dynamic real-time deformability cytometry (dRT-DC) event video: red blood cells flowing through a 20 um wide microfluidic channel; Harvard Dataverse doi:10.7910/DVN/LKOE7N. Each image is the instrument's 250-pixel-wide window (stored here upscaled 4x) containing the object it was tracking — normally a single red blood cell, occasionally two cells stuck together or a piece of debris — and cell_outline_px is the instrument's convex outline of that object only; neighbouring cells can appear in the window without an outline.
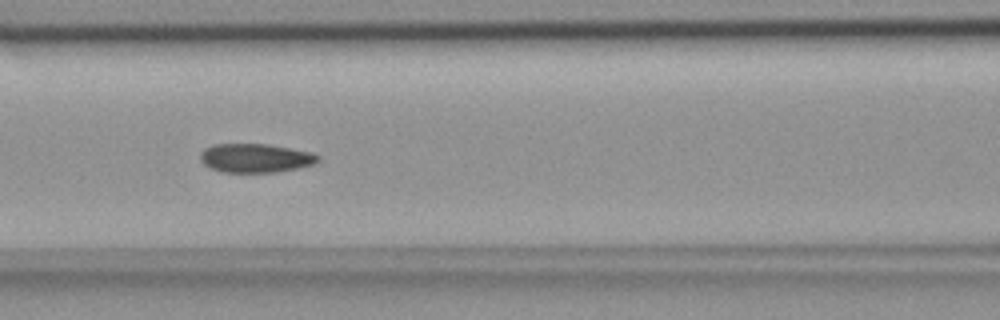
{"species": "common noctule bat (a hibernating species)", "species_latin": "Nyctalus noctula", "temperature_condition": "room temperature", "stored_images_in_passage": 38, "camera_frame_rate_fps": 3000, "um_per_image_px": 0.085, "animal": {"sex": "female", "body_mass_g": 18.4}, "frame": {"image": 1, "passage_image": 7, "time_ms": 2.0, "image_size_px": [1000, 320], "cell_outline_px": [[320, 160], [312, 164], [300, 168], [276, 172], [220, 172], [204, 164], [200, 160], [200, 152], [204, 148], [212, 144], [268, 144], [312, 152], [320, 156]], "centroid_in_image_um": [21.71, 13.43], "position_along_channel_um": 144.9, "area_um2": 19.94}}
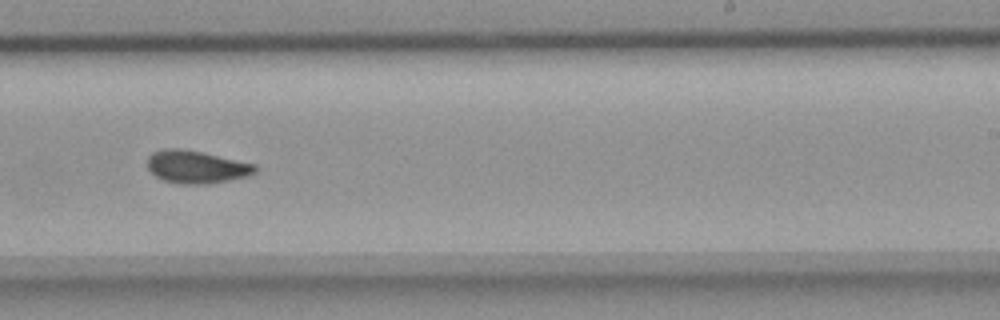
{"frame": {"image": 2, "passage_image": 17, "time_ms": 5.333, "image_size_px": [1000, 320], "cell_outline_px": [[256, 172], [248, 176], [208, 184], [176, 184], [164, 180], [156, 176], [148, 168], [148, 156], [152, 152], [164, 148], [176, 148], [200, 152], [256, 164]], "centroid_in_image_um": [16.68, 14.19], "position_along_channel_um": 272.3, "area_um2": 20.4}}
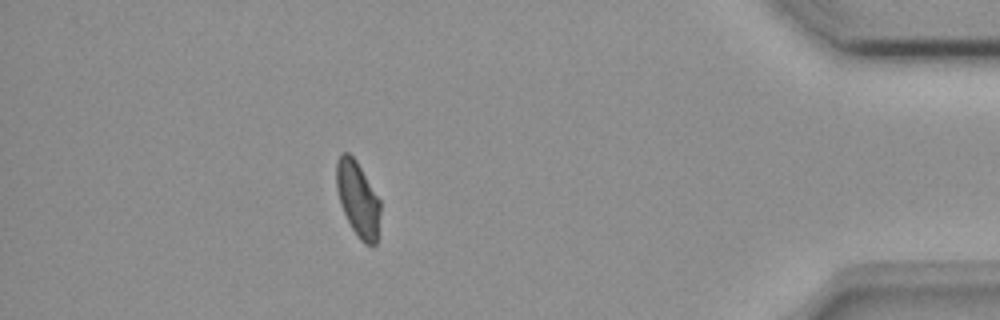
{"frame": {"image": 3, "passage_image": 31, "time_ms": 10.0, "image_size_px": [1000, 320], "cell_outline_px": [[380, 212], [376, 244], [372, 248], [364, 244], [360, 240], [352, 228], [340, 204], [336, 188], [336, 160], [344, 152], [348, 152], [356, 160], [380, 200]], "centroid_in_image_um": [30.41, 16.94], "position_along_channel_um": 404.8, "area_um2": 19.19}, "authors_computed_cell_mechanics": {"area_um2": 19.9121, "velocity_mm_per_s": 3.8397, "shape_relaxation_time_tau1_ms": null, "shape_relaxation_time_tau2_ms": 2.1177, "deformation_change_tau1": null, "deformation_change_tau2": 0.0492}}